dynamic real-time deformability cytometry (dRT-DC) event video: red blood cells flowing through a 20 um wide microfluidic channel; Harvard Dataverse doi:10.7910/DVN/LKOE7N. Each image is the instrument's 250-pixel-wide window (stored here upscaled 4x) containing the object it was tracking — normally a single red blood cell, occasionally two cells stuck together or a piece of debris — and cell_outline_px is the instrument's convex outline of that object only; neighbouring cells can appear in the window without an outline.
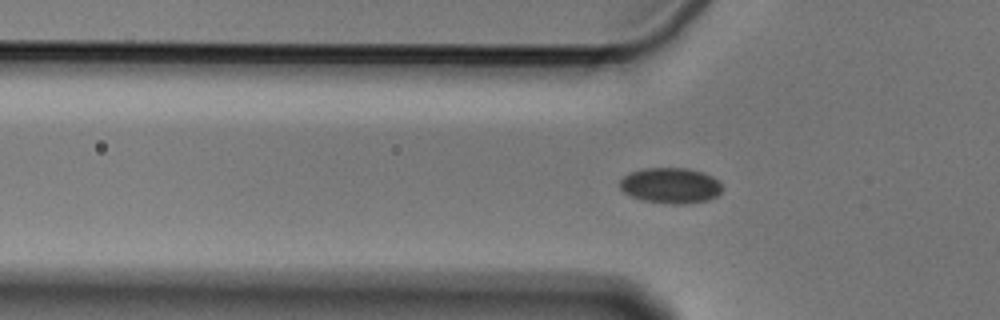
{"species": "Egyptian fruit bat (a non-hibernating species)", "species_latin": "Rousettus aegyptiacus", "temperature_condition": "cold", "stored_images_in_passage": 49, "camera_frame_rate_fps": 3000, "um_per_image_px": 0.085, "animal": {"sex": "male"}, "frame": {"image": 1, "passage_image": 18, "time_ms": 5.667, "image_size_px": [1000, 320], "cell_outline_px": [[724, 188], [716, 196], [708, 200], [688, 204], [672, 204], [640, 200], [624, 192], [620, 188], [620, 180], [628, 172], [644, 168], [688, 168], [712, 176]], "centroid_in_image_um": [56.98, 15.77], "position_along_channel_um": 68.8, "area_um2": 21.33}}
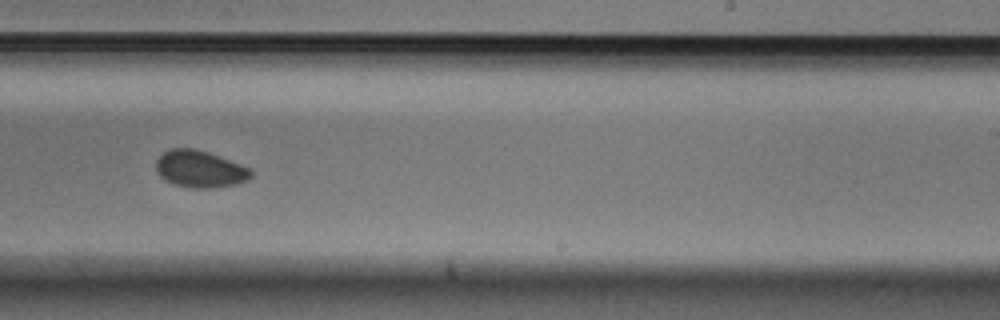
{"frame": {"image": 2, "passage_image": 35, "time_ms": 11.333, "image_size_px": [1000, 320], "cell_outline_px": [[252, 176], [248, 180], [236, 184], [212, 188], [192, 188], [172, 184], [164, 180], [156, 172], [156, 160], [168, 148], [192, 148], [208, 152], [220, 156], [252, 168]], "centroid_in_image_um": [16.99, 14.37], "position_along_channel_um": 272.0, "area_um2": 20.75}}
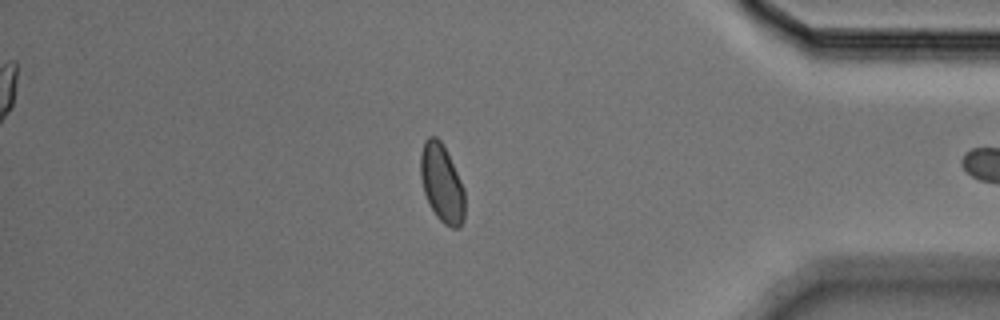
{"frame": {"image": 3, "passage_image": 48, "time_ms": 15.667, "image_size_px": [1000, 320], "cell_outline_px": [[464, 220], [460, 228], [452, 228], [444, 224], [436, 216], [424, 192], [420, 176], [420, 152], [424, 140], [428, 136], [436, 136], [440, 140], [464, 188]], "centroid_in_image_um": [37.54, 15.59], "position_along_channel_um": 397.7, "area_um2": 19.94}}